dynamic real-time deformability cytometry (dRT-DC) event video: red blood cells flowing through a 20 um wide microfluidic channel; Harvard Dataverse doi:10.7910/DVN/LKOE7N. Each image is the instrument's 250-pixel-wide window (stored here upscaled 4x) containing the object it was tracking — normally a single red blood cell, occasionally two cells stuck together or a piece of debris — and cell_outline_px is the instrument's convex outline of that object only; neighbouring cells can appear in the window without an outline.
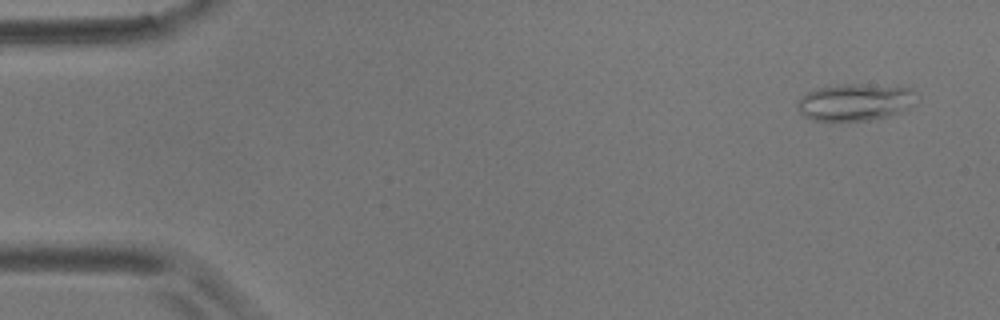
{"species": "common noctule bat (a hibernating species)", "species_latin": "Nyctalus noctula", "temperature_condition": "room temperature", "stored_images_in_passage": 6, "camera_frame_rate_fps": 3000, "um_per_image_px": 0.085, "animal": {"sex": "male", "body_mass_g": 17.9}, "frame": {"image": 1, "passage_image": 1, "time_ms": 0.0, "image_size_px": [1000, 320], "cell_outline_px": [[916, 104], [900, 112], [888, 116], [868, 120], [828, 124], [812, 120], [804, 116], [800, 112], [796, 104], [796, 100], [808, 92], [816, 88], [844, 84], [860, 84], [912, 88]], "centroid_in_image_um": [72.61, 8.73], "position_along_channel_um": 12.4, "area_um2": 26.3}}
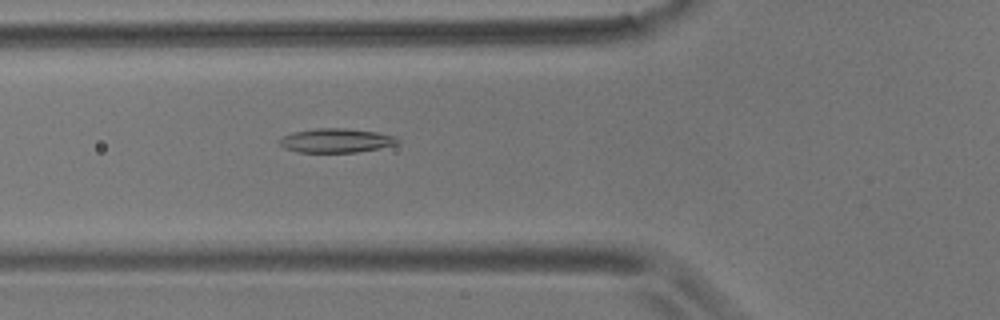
{"frame": {"image": 2, "passage_image": 6, "time_ms": 5.667, "image_size_px": [1000, 320], "cell_outline_px": [[400, 140], [396, 144], [380, 148], [356, 152], [296, 152], [284, 148], [280, 144], [280, 140], [284, 136], [292, 132], [316, 128], [344, 128], [376, 132], [396, 136]], "centroid_in_image_um": [28.58, 11.94], "position_along_channel_um": 97.2, "area_um2": 16.53}}